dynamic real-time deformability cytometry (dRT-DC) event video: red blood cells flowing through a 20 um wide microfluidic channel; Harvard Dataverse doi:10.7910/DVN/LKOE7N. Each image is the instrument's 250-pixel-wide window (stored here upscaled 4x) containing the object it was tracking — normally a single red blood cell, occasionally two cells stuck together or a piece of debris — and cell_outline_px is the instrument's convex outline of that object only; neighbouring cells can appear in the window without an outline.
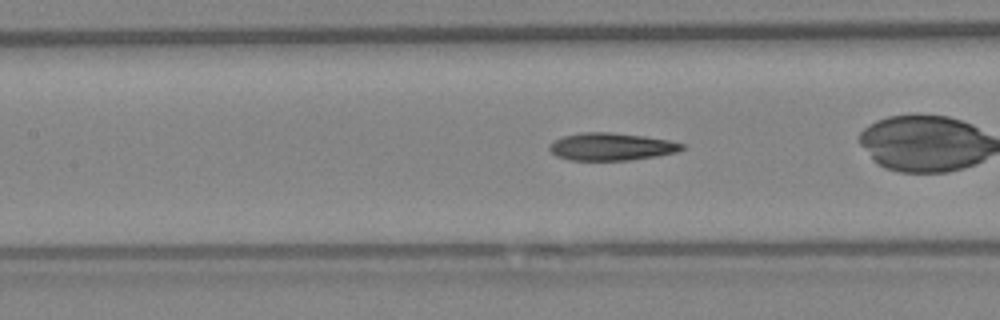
{"species": "Egyptian fruit bat (a non-hibernating species)", "species_latin": "Rousettus aegyptiacus", "temperature_condition": "warm", "stored_images_in_passage": 58, "camera_frame_rate_fps": 3000, "um_per_image_px": 0.085, "animal": {"sex": "female"}, "frame": {"image": 1, "passage_image": 24, "time_ms": 7.667, "image_size_px": [1000, 320], "cell_outline_px": [[688, 144], [684, 148], [676, 152], [656, 156], [632, 160], [568, 160], [556, 156], [548, 148], [548, 144], [552, 140], [564, 136], [580, 132], [608, 132], [644, 136], [668, 140]], "centroid_in_image_um": [51.94, 12.46], "position_along_channel_um": 155.5, "area_um2": 21.44}, "authors_computed_cell_mechanics": {"area_um2": 21.5883, "velocity_mm_per_s": 3.4459, "shape_relaxation_time_tau1_ms": null, "shape_relaxation_time_tau2_ms": 4.4082, "deformation_change_tau1": null, "deformation_change_tau2": 0.152}}